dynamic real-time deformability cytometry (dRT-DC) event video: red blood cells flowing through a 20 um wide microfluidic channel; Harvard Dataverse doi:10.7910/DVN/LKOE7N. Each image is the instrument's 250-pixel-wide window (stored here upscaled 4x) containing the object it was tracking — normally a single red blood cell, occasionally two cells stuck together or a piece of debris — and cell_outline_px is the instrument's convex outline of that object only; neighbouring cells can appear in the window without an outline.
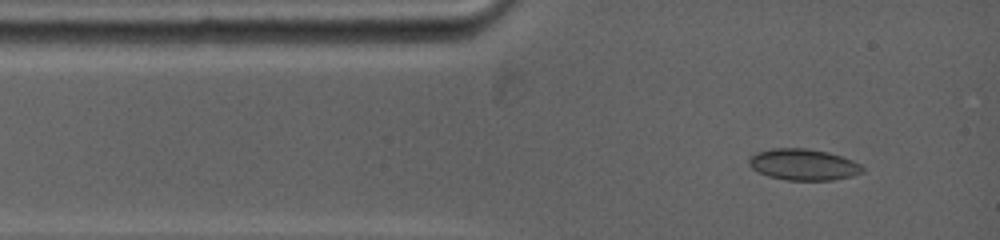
{"species": "common noctule bat (a hibernating species)", "species_latin": "Nyctalus noctula", "temperature_condition": "warm", "stored_images_in_passage": 38, "camera_frame_rate_fps": 5000, "um_per_image_px": 0.085, "animal": {"sex": "female", "body_mass_g": 19.0, "forearm_length_mm": 53.3}, "frame": {"image": 1, "passage_image": 2, "time_ms": 0.6, "image_size_px": [1000, 240], "cell_outline_px": [[864, 168], [860, 172], [848, 176], [832, 180], [788, 180], [768, 176], [752, 168], [748, 160], [756, 152], [772, 148], [808, 148], [828, 152], [844, 156], [860, 164]], "centroid_in_image_um": [68.28, 13.97], "position_along_channel_um": 16.7, "area_um2": 20.52}}
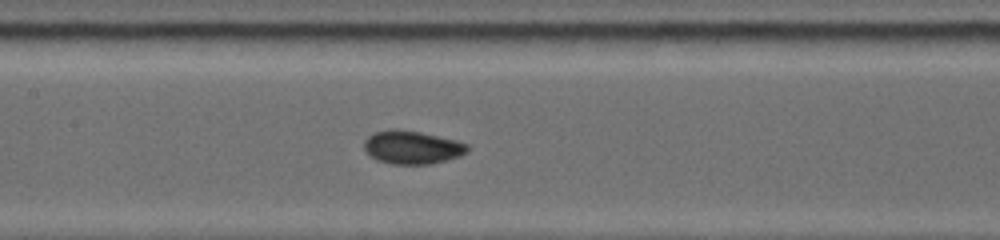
{"frame": {"image": 2, "passage_image": 17, "time_ms": 5.2, "image_size_px": [1000, 240], "cell_outline_px": [[468, 152], [460, 156], [432, 164], [392, 164], [376, 160], [364, 148], [364, 140], [368, 136], [376, 132], [392, 128], [396, 128], [420, 132], [456, 140], [468, 144]], "centroid_in_image_um": [35.04, 12.52], "position_along_channel_um": 172.4, "area_um2": 20.06}}
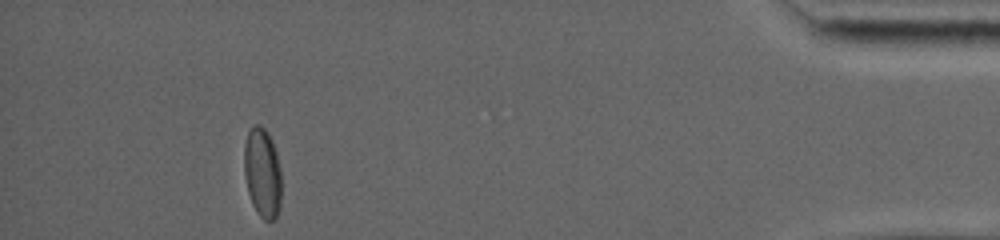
{"frame": {"image": 3, "passage_image": 37, "time_ms": 13.4, "image_size_px": [1000, 240], "cell_outline_px": [[280, 208], [276, 216], [272, 220], [264, 220], [256, 212], [252, 204], [248, 192], [244, 176], [244, 144], [248, 132], [252, 124], [260, 124], [268, 132], [272, 140], [276, 152], [280, 168]], "centroid_in_image_um": [22.29, 14.66], "position_along_channel_um": 412.9, "area_um2": 19.65}, "authors_computed_cell_mechanics": {"area_um2": 19.5364, "velocity_mm_per_s": 3.8961, "shape_relaxation_time_tau1_ms": null, "shape_relaxation_time_tau2_ms": 1.2016, "deformation_change_tau1": null, "deformation_change_tau2": 0.0259}}